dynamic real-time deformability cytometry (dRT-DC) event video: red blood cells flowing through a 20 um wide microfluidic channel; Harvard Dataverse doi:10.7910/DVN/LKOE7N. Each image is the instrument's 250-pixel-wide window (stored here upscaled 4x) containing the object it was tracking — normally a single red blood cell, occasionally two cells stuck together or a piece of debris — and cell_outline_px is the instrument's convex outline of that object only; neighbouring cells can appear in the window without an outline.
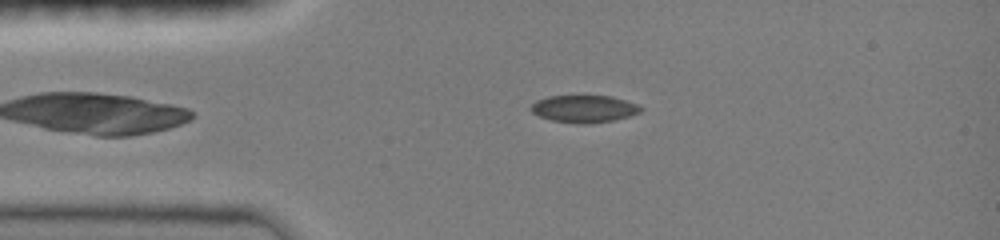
{"species": "common noctule bat (a hibernating species)", "species_latin": "Nyctalus noctula", "temperature_condition": "room temperature", "stored_images_in_passage": 36, "camera_frame_rate_fps": 3000, "um_per_image_px": 0.085, "animal": {"sex": "female", "body_mass_g": 19.0, "forearm_length_mm": 51.5}, "frame": {"image": 1, "passage_image": 16, "time_ms": 2.0, "image_size_px": [1000, 240], "cell_outline_px": [[644, 108], [640, 112], [628, 116], [612, 120], [588, 124], [576, 124], [552, 120], [540, 116], [532, 112], [528, 108], [536, 100], [548, 96], [612, 96], [636, 104]], "centroid_in_image_um": [49.61, 9.25], "position_along_channel_um": 35.4, "area_um2": 17.4}}
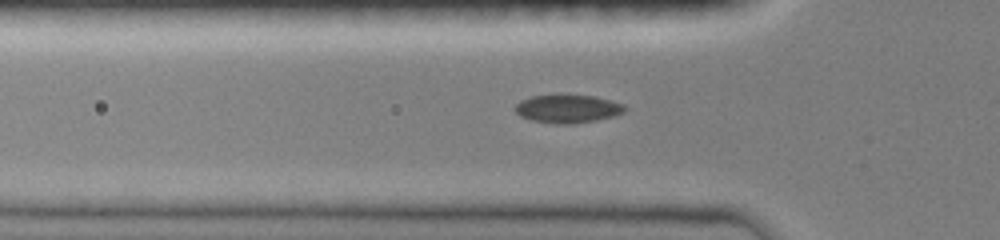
{"frame": {"image": 2, "passage_image": 29, "time_ms": 3.667, "image_size_px": [1000, 240], "cell_outline_px": [[628, 108], [624, 112], [616, 116], [596, 120], [572, 124], [556, 124], [532, 120], [520, 116], [512, 108], [520, 100], [532, 96], [552, 92], [560, 92], [596, 96], [624, 104]], "centroid_in_image_um": [48.24, 9.19], "position_along_channel_um": 77.6, "area_um2": 19.02}}